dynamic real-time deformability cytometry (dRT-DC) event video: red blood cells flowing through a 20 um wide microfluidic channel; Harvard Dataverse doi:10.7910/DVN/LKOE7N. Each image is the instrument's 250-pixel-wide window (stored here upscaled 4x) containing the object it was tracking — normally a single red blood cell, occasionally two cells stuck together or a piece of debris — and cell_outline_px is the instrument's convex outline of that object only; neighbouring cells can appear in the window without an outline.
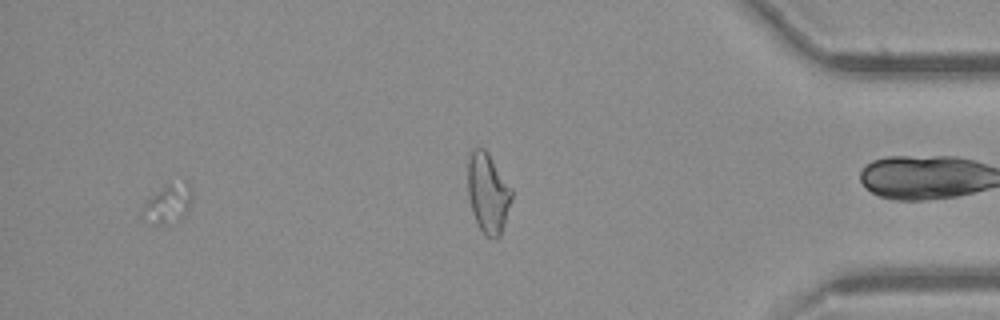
{"species": "common noctule bat (a hibernating species)", "species_latin": "Nyctalus noctula", "temperature_condition": "cold", "stored_images_in_passage": 39, "segment_of_instrument_passage": [2, 2], "camera_frame_rate_fps": 3000, "um_per_image_px": 0.085, "animal": {"sex": "female", "body_mass_g": 21.9}, "frame": {"image": 1, "passage_image": 36, "time_ms": 11.667, "image_size_px": [1000, 320], "cell_outline_px": [[192, 200], [188, 212], [180, 220], [164, 224], [156, 224], [144, 220], [140, 216], [144, 204], [152, 196], [168, 184], [188, 184], [192, 188]], "centroid_in_image_um": [14.29, 17.38], "position_along_channel_um": 420.9, "area_um2": 11.04}}